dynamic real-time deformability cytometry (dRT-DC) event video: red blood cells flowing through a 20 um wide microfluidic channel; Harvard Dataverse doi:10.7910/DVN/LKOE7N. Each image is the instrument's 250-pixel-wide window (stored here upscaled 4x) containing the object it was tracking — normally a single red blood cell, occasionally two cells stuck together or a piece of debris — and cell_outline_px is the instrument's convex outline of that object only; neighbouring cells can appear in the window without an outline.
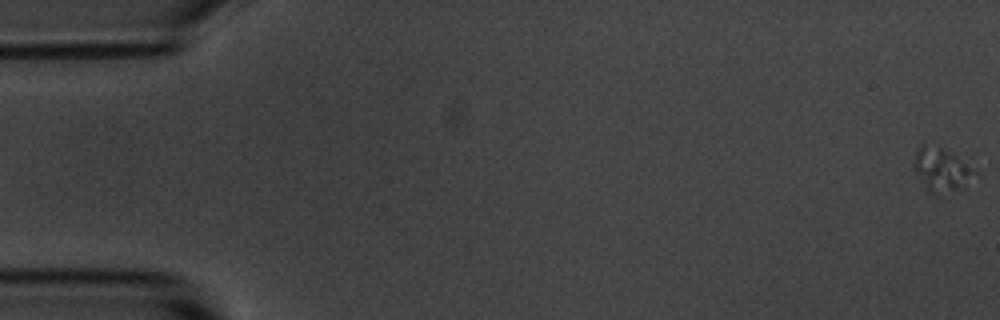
{"species": "common noctule bat (a hibernating species)", "species_latin": "Nyctalus noctula", "temperature_condition": "room temperature", "stored_images_in_passage": 6, "camera_frame_rate_fps": 3000, "um_per_image_px": 0.085, "animal": {"sex": "male", "body_mass_g": 20.1, "forearm_length_mm": 53.5}, "frame": {"image": 1, "passage_image": 1, "time_ms": 0.0, "image_size_px": [1000, 320], "cell_outline_px": [[976, 172], [964, 188], [936, 196], [928, 188], [916, 168], [916, 152], [920, 144], [924, 144], [940, 148], [968, 156], [976, 168]], "centroid_in_image_um": [80.21, 14.38], "position_along_channel_um": 4.8, "area_um2": 15.55}}
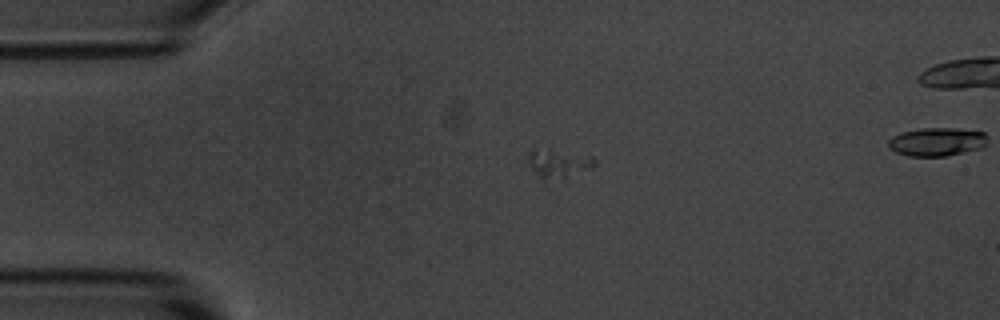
{"frame": {"image": 2, "passage_image": 4, "time_ms": 4.333, "image_size_px": [1000, 320], "cell_outline_px": [[596, 164], [592, 168], [544, 184], [532, 168], [528, 160], [528, 152], [532, 148], [592, 156], [596, 160]], "centroid_in_image_um": [47.43, 13.94], "position_along_channel_um": 37.6, "area_um2": 11.04}}